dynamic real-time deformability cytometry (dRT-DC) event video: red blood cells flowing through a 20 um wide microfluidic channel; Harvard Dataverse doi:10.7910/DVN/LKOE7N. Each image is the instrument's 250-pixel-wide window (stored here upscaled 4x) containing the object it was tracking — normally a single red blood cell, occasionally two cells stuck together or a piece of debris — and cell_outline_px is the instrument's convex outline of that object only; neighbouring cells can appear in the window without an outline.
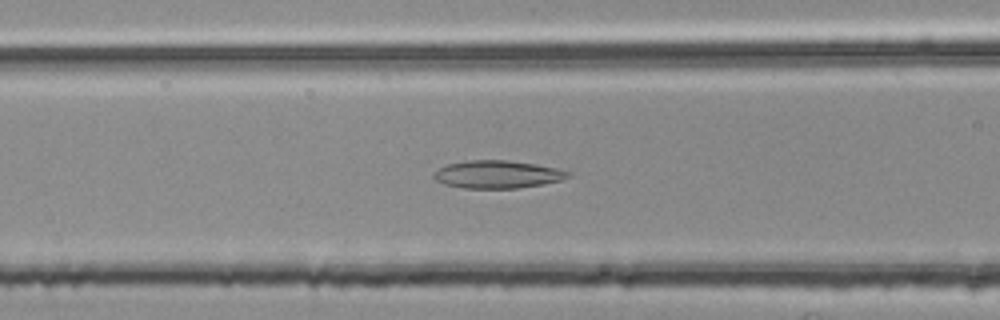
{"species": "common noctule bat (a hibernating species)", "species_latin": "Nyctalus noctula", "temperature_condition": "room temperature", "stored_images_in_passage": 46, "camera_frame_rate_fps": 3000, "um_per_image_px": 0.085, "animal": {"sex": "female", "body_mass_g": 25.1}, "frame": {"image": 1, "passage_image": 21, "time_ms": 6.667, "image_size_px": [1000, 320], "cell_outline_px": [[568, 176], [560, 180], [544, 184], [520, 188], [464, 188], [444, 184], [436, 180], [432, 176], [432, 172], [448, 164], [468, 160], [508, 160], [536, 164], [556, 168], [568, 172]], "centroid_in_image_um": [42.23, 14.82], "position_along_channel_um": 124.4, "area_um2": 21.62}}
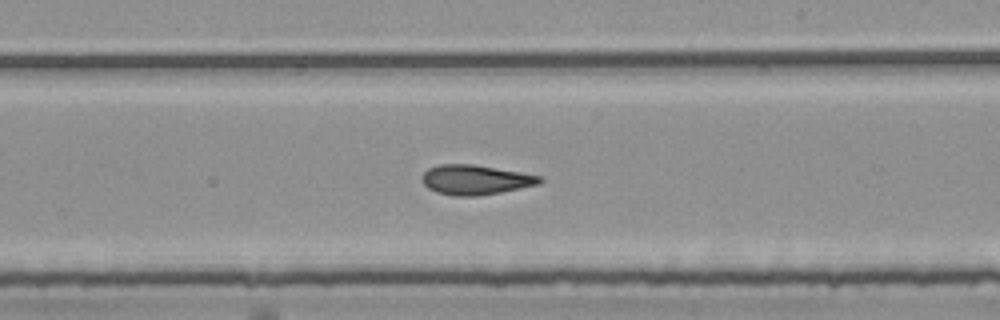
{"frame": {"image": 2, "passage_image": 31, "time_ms": 10.0, "image_size_px": [1000, 320], "cell_outline_px": [[544, 180], [540, 184], [500, 192], [476, 196], [452, 196], [436, 192], [428, 188], [420, 180], [424, 172], [428, 168], [440, 164], [472, 164], [520, 172], [540, 176]], "centroid_in_image_um": [40.38, 15.28], "position_along_channel_um": 248.6, "area_um2": 20.4}}
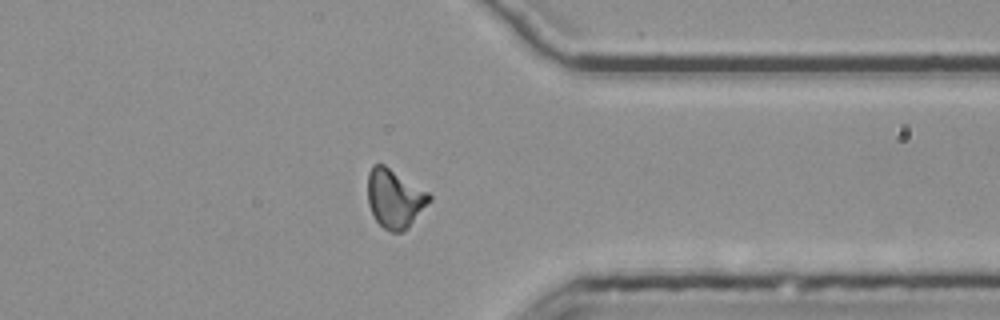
{"frame": {"image": 3, "passage_image": 42, "time_ms": 13.667, "image_size_px": [1000, 320], "cell_outline_px": [[432, 200], [400, 232], [388, 232], [376, 220], [368, 204], [368, 172], [372, 164], [384, 164], [428, 192], [432, 196]], "centroid_in_image_um": [33.52, 16.83], "position_along_channel_um": 377.9, "area_um2": 20.63}, "authors_computed_cell_mechanics": {"area_um2": 20.8658, "velocity_mm_per_s": 3.7356, "shape_relaxation_time_tau1_ms": null, "shape_relaxation_time_tau2_ms": 4.6347, "deformation_change_tau1": null, "deformation_change_tau2": 0.1299}}